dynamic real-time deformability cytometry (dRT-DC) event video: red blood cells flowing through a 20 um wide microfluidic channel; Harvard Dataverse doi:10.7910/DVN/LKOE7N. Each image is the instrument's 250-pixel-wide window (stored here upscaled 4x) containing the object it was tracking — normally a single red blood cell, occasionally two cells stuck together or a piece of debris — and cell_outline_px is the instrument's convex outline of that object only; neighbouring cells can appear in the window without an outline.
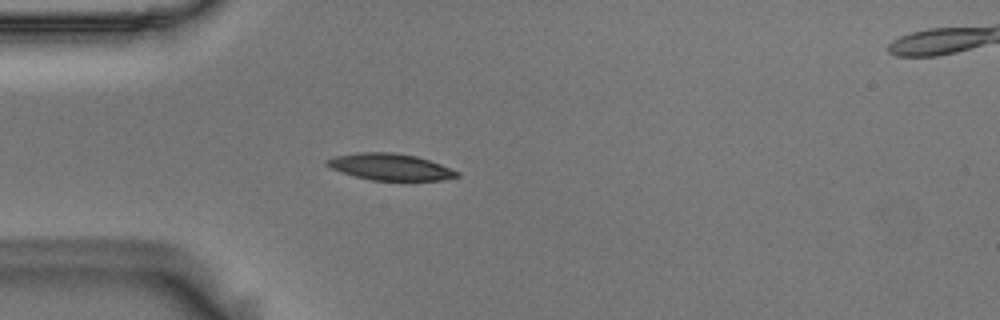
{"species": "Egyptian fruit bat (a non-hibernating species)", "species_latin": "Rousettus aegyptiacus", "temperature_condition": "room temperature", "stored_images_in_passage": 42, "camera_frame_rate_fps": 3000, "um_per_image_px": 0.085, "animal": {"sex": "male"}, "frame": {"image": 1, "passage_image": 1, "time_ms": 0.0, "image_size_px": [1000, 320], "cell_outline_px": [[460, 176], [444, 180], [372, 180], [340, 172], [324, 164], [324, 160], [332, 156], [356, 152], [392, 152], [416, 156], [440, 164], [460, 172]], "centroid_in_image_um": [33.13, 14.17], "position_along_channel_um": 51.9, "area_um2": 20.23}}
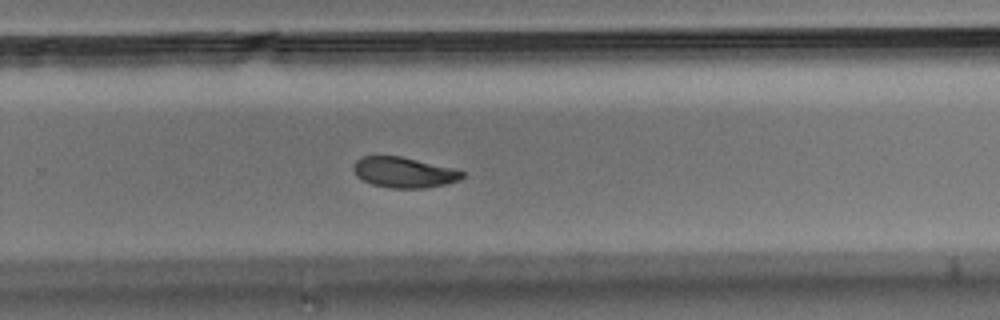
{"frame": {"image": 2, "passage_image": 22, "time_ms": 7.0, "image_size_px": [1000, 320], "cell_outline_px": [[464, 176], [460, 180], [448, 184], [424, 188], [388, 188], [372, 184], [356, 176], [352, 168], [356, 160], [364, 156], [400, 156], [456, 168], [464, 172]], "centroid_in_image_um": [34.37, 14.65], "position_along_channel_um": 295.4, "area_um2": 19.54}}
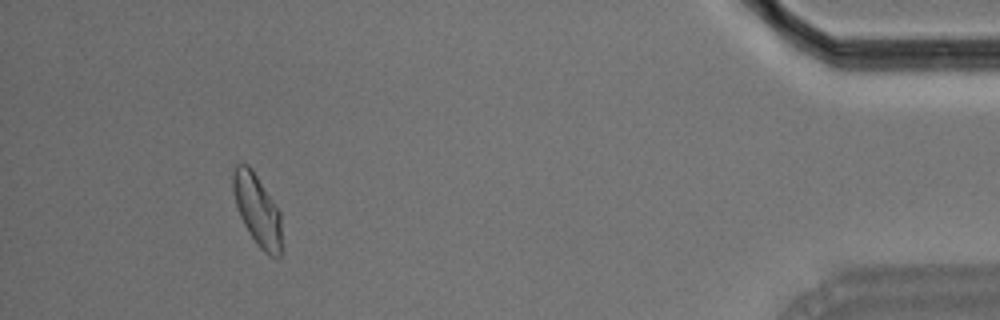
{"frame": {"image": 3, "passage_image": 37, "time_ms": 12.0, "image_size_px": [1000, 320], "cell_outline_px": [[280, 256], [268, 256], [256, 244], [244, 224], [240, 216], [236, 204], [232, 188], [232, 172], [236, 164], [248, 164], [252, 168], [280, 212]], "centroid_in_image_um": [21.84, 17.81], "position_along_channel_um": 413.4, "area_um2": 19.94}, "authors_computed_cell_mechanics": {"area_um2": 20.3167, "velocity_mm_per_s": 3.6066, "shape_relaxation_time_tau1_ms": 3.5548, "shape_relaxation_time_tau2_ms": 4.3498, "deformation_change_tau1": 0.1129, "deformation_change_tau2": 0.0937}}